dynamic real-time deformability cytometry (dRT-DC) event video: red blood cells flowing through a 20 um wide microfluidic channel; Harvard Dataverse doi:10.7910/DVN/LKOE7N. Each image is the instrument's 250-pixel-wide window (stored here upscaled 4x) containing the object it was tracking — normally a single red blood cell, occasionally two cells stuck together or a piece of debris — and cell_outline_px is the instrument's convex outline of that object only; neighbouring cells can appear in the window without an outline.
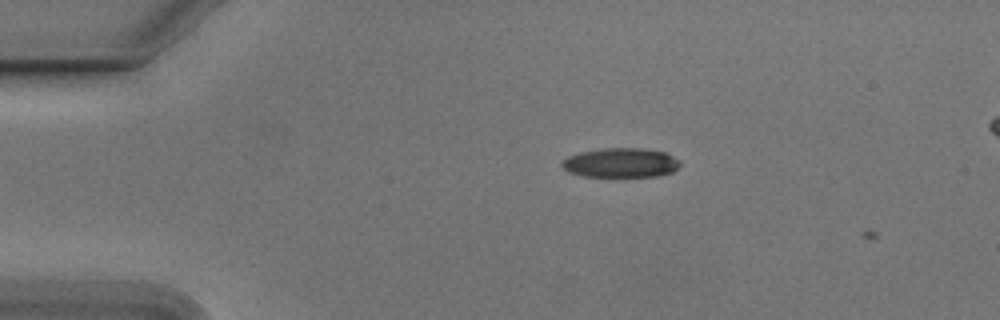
{"species": "Egyptian fruit bat (a non-hibernating species)", "species_latin": "Rousettus aegyptiacus", "temperature_condition": "cold", "stored_images_in_passage": 5, "camera_frame_rate_fps": 3000, "um_per_image_px": 0.085, "animal": {"sex": "male"}, "frame": {"image": 1, "passage_image": 4, "time_ms": 1.0, "image_size_px": [1000, 320], "cell_outline_px": [[680, 164], [672, 172], [656, 176], [584, 176], [568, 172], [560, 164], [568, 156], [580, 152], [600, 148], [644, 148], [664, 152], [680, 160]], "centroid_in_image_um": [52.75, 13.82], "position_along_channel_um": 32.2, "area_um2": 20.17}}